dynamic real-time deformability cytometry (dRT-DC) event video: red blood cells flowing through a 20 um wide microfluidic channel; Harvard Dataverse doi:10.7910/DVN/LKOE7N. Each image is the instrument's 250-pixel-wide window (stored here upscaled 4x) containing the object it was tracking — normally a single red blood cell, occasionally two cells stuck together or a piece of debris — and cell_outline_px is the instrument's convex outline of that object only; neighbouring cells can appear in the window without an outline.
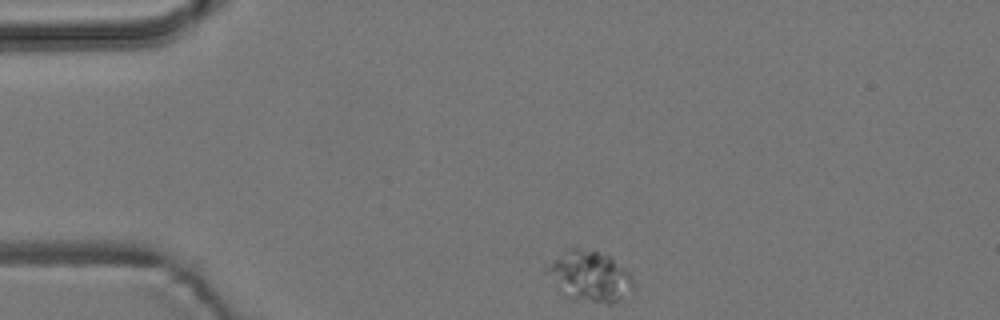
{"species": "common noctule bat (a hibernating species)", "species_latin": "Nyctalus noctula", "temperature_condition": "room temperature", "stored_images_in_passage": 3, "camera_frame_rate_fps": 3000, "um_per_image_px": 0.085, "animal": {"sex": "male", "body_mass_g": 19.2, "forearm_length_mm": 51.8}, "frame": {"image": 1, "passage_image": 1, "time_ms": 0.0, "image_size_px": [1000, 320], "cell_outline_px": [[632, 284], [612, 304], [608, 304], [564, 296], [544, 272], [544, 268], [552, 260], [568, 248], [576, 248], [596, 252], [608, 256], [624, 268], [632, 276]], "centroid_in_image_um": [50.01, 23.46], "position_along_channel_um": 35.0, "area_um2": 24.57}}
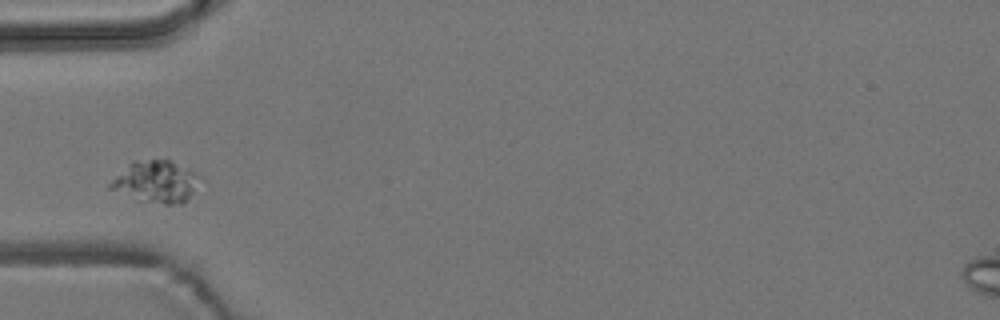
{"frame": {"image": 2, "passage_image": 3, "time_ms": 2.333, "image_size_px": [1000, 320], "cell_outline_px": [[196, 176], [192, 192], [188, 200], [184, 204], [164, 204], [136, 200], [108, 188], [108, 184], [132, 160], [172, 160], [192, 172]], "centroid_in_image_um": [13.17, 15.46], "position_along_channel_um": 71.8, "area_um2": 21.33}}